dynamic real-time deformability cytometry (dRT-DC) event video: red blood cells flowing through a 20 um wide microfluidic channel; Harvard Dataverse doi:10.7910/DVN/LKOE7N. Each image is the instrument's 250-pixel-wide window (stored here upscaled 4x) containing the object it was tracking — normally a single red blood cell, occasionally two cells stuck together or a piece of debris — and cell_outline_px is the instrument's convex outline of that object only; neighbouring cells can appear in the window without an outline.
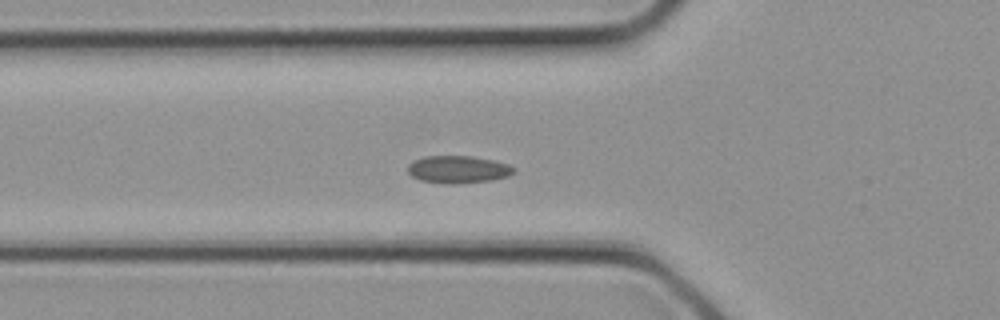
{"species": "common noctule bat (a hibernating species)", "species_latin": "Nyctalus noctula", "temperature_condition": "cold", "stored_images_in_passage": 30, "camera_frame_rate_fps": 3000, "um_per_image_px": 0.085, "animal": {"sex": "female", "body_mass_g": 21.9}, "frame": {"image": 1, "passage_image": 10, "time_ms": 3.0, "image_size_px": [1000, 320], "cell_outline_px": [[516, 172], [508, 176], [492, 180], [452, 184], [444, 184], [420, 180], [412, 176], [408, 172], [408, 164], [424, 156], [472, 156], [492, 160], [508, 164], [516, 168]], "centroid_in_image_um": [38.96, 14.4], "position_along_channel_um": 86.8, "area_um2": 16.99}}
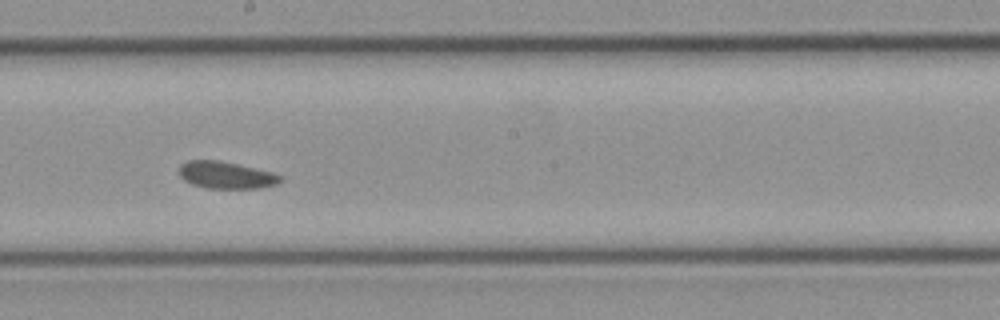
{"frame": {"image": 2, "passage_image": 16, "time_ms": 5.0, "image_size_px": [1000, 320], "cell_outline_px": [[284, 176], [276, 184], [260, 188], [208, 188], [192, 184], [184, 180], [180, 176], [180, 164], [188, 160], [220, 160], [272, 172]], "centroid_in_image_um": [19.21, 14.87], "position_along_channel_um": 229.0, "area_um2": 15.9}}
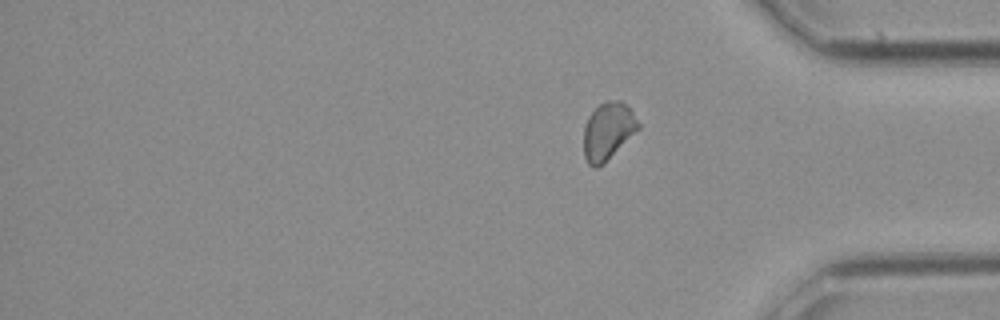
{"frame": {"image": 3, "passage_image": 30, "time_ms": 9.667, "image_size_px": [1000, 320], "cell_outline_px": [[640, 128], [604, 164], [596, 168], [588, 164], [584, 156], [584, 124], [588, 116], [600, 104], [608, 100], [620, 100], [632, 112], [640, 124]], "centroid_in_image_um": [51.66, 11.16], "position_along_channel_um": 383.5, "area_um2": 18.21}}